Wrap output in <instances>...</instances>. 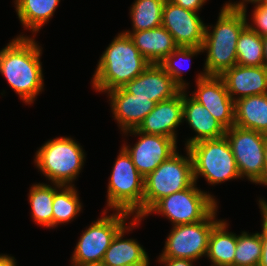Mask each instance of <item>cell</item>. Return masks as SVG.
Wrapping results in <instances>:
<instances>
[{
	"instance_id": "obj_1",
	"label": "cell",
	"mask_w": 267,
	"mask_h": 266,
	"mask_svg": "<svg viewBox=\"0 0 267 266\" xmlns=\"http://www.w3.org/2000/svg\"><path fill=\"white\" fill-rule=\"evenodd\" d=\"M41 49L34 38L18 35L0 50V73L26 104L33 103L44 87Z\"/></svg>"
},
{
	"instance_id": "obj_2",
	"label": "cell",
	"mask_w": 267,
	"mask_h": 266,
	"mask_svg": "<svg viewBox=\"0 0 267 266\" xmlns=\"http://www.w3.org/2000/svg\"><path fill=\"white\" fill-rule=\"evenodd\" d=\"M247 8L223 6L213 27H205L202 44L207 51L204 72L221 76L237 64L236 44L242 30L247 26ZM209 28H213L212 32Z\"/></svg>"
},
{
	"instance_id": "obj_3",
	"label": "cell",
	"mask_w": 267,
	"mask_h": 266,
	"mask_svg": "<svg viewBox=\"0 0 267 266\" xmlns=\"http://www.w3.org/2000/svg\"><path fill=\"white\" fill-rule=\"evenodd\" d=\"M150 64L140 54L131 38L121 32L102 53L91 81L92 87L105 93L123 87Z\"/></svg>"
},
{
	"instance_id": "obj_4",
	"label": "cell",
	"mask_w": 267,
	"mask_h": 266,
	"mask_svg": "<svg viewBox=\"0 0 267 266\" xmlns=\"http://www.w3.org/2000/svg\"><path fill=\"white\" fill-rule=\"evenodd\" d=\"M121 148L108 183L107 207L142 219L144 177L136 169L131 156Z\"/></svg>"
},
{
	"instance_id": "obj_5",
	"label": "cell",
	"mask_w": 267,
	"mask_h": 266,
	"mask_svg": "<svg viewBox=\"0 0 267 266\" xmlns=\"http://www.w3.org/2000/svg\"><path fill=\"white\" fill-rule=\"evenodd\" d=\"M34 163L53 184L71 186L84 165L85 152L69 137L47 141L35 154Z\"/></svg>"
},
{
	"instance_id": "obj_6",
	"label": "cell",
	"mask_w": 267,
	"mask_h": 266,
	"mask_svg": "<svg viewBox=\"0 0 267 266\" xmlns=\"http://www.w3.org/2000/svg\"><path fill=\"white\" fill-rule=\"evenodd\" d=\"M187 156L176 151L144 178L143 218L163 197L189 188L194 183L193 161L189 150Z\"/></svg>"
},
{
	"instance_id": "obj_7",
	"label": "cell",
	"mask_w": 267,
	"mask_h": 266,
	"mask_svg": "<svg viewBox=\"0 0 267 266\" xmlns=\"http://www.w3.org/2000/svg\"><path fill=\"white\" fill-rule=\"evenodd\" d=\"M193 161V177L199 175L209 184L241 178L227 138L202 140L187 148Z\"/></svg>"
},
{
	"instance_id": "obj_8",
	"label": "cell",
	"mask_w": 267,
	"mask_h": 266,
	"mask_svg": "<svg viewBox=\"0 0 267 266\" xmlns=\"http://www.w3.org/2000/svg\"><path fill=\"white\" fill-rule=\"evenodd\" d=\"M194 182L183 191L161 198L147 213L162 214L173 226L195 223L204 220L216 207L215 196L201 191Z\"/></svg>"
},
{
	"instance_id": "obj_9",
	"label": "cell",
	"mask_w": 267,
	"mask_h": 266,
	"mask_svg": "<svg viewBox=\"0 0 267 266\" xmlns=\"http://www.w3.org/2000/svg\"><path fill=\"white\" fill-rule=\"evenodd\" d=\"M106 210L103 211V217L87 228L75 246L72 254V264H91L101 263L104 254L110 246L116 234L126 226V219L130 218L131 214L116 211L111 215H105Z\"/></svg>"
},
{
	"instance_id": "obj_10",
	"label": "cell",
	"mask_w": 267,
	"mask_h": 266,
	"mask_svg": "<svg viewBox=\"0 0 267 266\" xmlns=\"http://www.w3.org/2000/svg\"><path fill=\"white\" fill-rule=\"evenodd\" d=\"M217 208L218 206L202 221L173 226L159 258L196 261L206 256L211 231L221 221L215 218Z\"/></svg>"
},
{
	"instance_id": "obj_11",
	"label": "cell",
	"mask_w": 267,
	"mask_h": 266,
	"mask_svg": "<svg viewBox=\"0 0 267 266\" xmlns=\"http://www.w3.org/2000/svg\"><path fill=\"white\" fill-rule=\"evenodd\" d=\"M225 137L231 147L241 178L264 185V148L267 135L232 126Z\"/></svg>"
},
{
	"instance_id": "obj_12",
	"label": "cell",
	"mask_w": 267,
	"mask_h": 266,
	"mask_svg": "<svg viewBox=\"0 0 267 266\" xmlns=\"http://www.w3.org/2000/svg\"><path fill=\"white\" fill-rule=\"evenodd\" d=\"M128 133L140 138L132 148L125 144L122 147L144 178L177 151V141L170 137L142 133L137 129L124 132L127 135Z\"/></svg>"
},
{
	"instance_id": "obj_13",
	"label": "cell",
	"mask_w": 267,
	"mask_h": 266,
	"mask_svg": "<svg viewBox=\"0 0 267 266\" xmlns=\"http://www.w3.org/2000/svg\"><path fill=\"white\" fill-rule=\"evenodd\" d=\"M197 76V90L191 97L207 108L213 118L218 120L225 129L234 126L235 102L227 92L222 77L206 75L205 72H202Z\"/></svg>"
},
{
	"instance_id": "obj_14",
	"label": "cell",
	"mask_w": 267,
	"mask_h": 266,
	"mask_svg": "<svg viewBox=\"0 0 267 266\" xmlns=\"http://www.w3.org/2000/svg\"><path fill=\"white\" fill-rule=\"evenodd\" d=\"M197 13L166 0L162 26L171 33L178 47H202L206 25Z\"/></svg>"
},
{
	"instance_id": "obj_15",
	"label": "cell",
	"mask_w": 267,
	"mask_h": 266,
	"mask_svg": "<svg viewBox=\"0 0 267 266\" xmlns=\"http://www.w3.org/2000/svg\"><path fill=\"white\" fill-rule=\"evenodd\" d=\"M122 88L136 97L149 98L155 103L169 100L182 91L159 64H150Z\"/></svg>"
},
{
	"instance_id": "obj_16",
	"label": "cell",
	"mask_w": 267,
	"mask_h": 266,
	"mask_svg": "<svg viewBox=\"0 0 267 266\" xmlns=\"http://www.w3.org/2000/svg\"><path fill=\"white\" fill-rule=\"evenodd\" d=\"M113 117L121 131L137 129L144 118L153 110L156 103L149 98L136 97L122 87L108 92Z\"/></svg>"
},
{
	"instance_id": "obj_17",
	"label": "cell",
	"mask_w": 267,
	"mask_h": 266,
	"mask_svg": "<svg viewBox=\"0 0 267 266\" xmlns=\"http://www.w3.org/2000/svg\"><path fill=\"white\" fill-rule=\"evenodd\" d=\"M183 121V90L175 97L156 103L137 128L147 134L162 135L177 140L176 128Z\"/></svg>"
},
{
	"instance_id": "obj_18",
	"label": "cell",
	"mask_w": 267,
	"mask_h": 266,
	"mask_svg": "<svg viewBox=\"0 0 267 266\" xmlns=\"http://www.w3.org/2000/svg\"><path fill=\"white\" fill-rule=\"evenodd\" d=\"M221 77L234 102L252 95L267 94V68L265 66L236 64L227 69Z\"/></svg>"
},
{
	"instance_id": "obj_19",
	"label": "cell",
	"mask_w": 267,
	"mask_h": 266,
	"mask_svg": "<svg viewBox=\"0 0 267 266\" xmlns=\"http://www.w3.org/2000/svg\"><path fill=\"white\" fill-rule=\"evenodd\" d=\"M141 220L134 217L129 226L126 225L116 234L104 254L102 263L105 266H149L145 249L134 239H123L124 233L131 231Z\"/></svg>"
},
{
	"instance_id": "obj_20",
	"label": "cell",
	"mask_w": 267,
	"mask_h": 266,
	"mask_svg": "<svg viewBox=\"0 0 267 266\" xmlns=\"http://www.w3.org/2000/svg\"><path fill=\"white\" fill-rule=\"evenodd\" d=\"M188 122L190 128L196 132V135L186 140L185 147L210 139H218L225 136L226 129L218 120L213 118L211 113L202 104L188 97L183 90V121Z\"/></svg>"
},
{
	"instance_id": "obj_21",
	"label": "cell",
	"mask_w": 267,
	"mask_h": 266,
	"mask_svg": "<svg viewBox=\"0 0 267 266\" xmlns=\"http://www.w3.org/2000/svg\"><path fill=\"white\" fill-rule=\"evenodd\" d=\"M123 33L131 38L140 54L151 64H159L178 47L171 33L162 25L150 30H127Z\"/></svg>"
},
{
	"instance_id": "obj_22",
	"label": "cell",
	"mask_w": 267,
	"mask_h": 266,
	"mask_svg": "<svg viewBox=\"0 0 267 266\" xmlns=\"http://www.w3.org/2000/svg\"><path fill=\"white\" fill-rule=\"evenodd\" d=\"M234 125L267 135V94H257L236 100Z\"/></svg>"
},
{
	"instance_id": "obj_23",
	"label": "cell",
	"mask_w": 267,
	"mask_h": 266,
	"mask_svg": "<svg viewBox=\"0 0 267 266\" xmlns=\"http://www.w3.org/2000/svg\"><path fill=\"white\" fill-rule=\"evenodd\" d=\"M228 224L221 220L211 231L207 256L211 266H233L237 235L227 231Z\"/></svg>"
},
{
	"instance_id": "obj_24",
	"label": "cell",
	"mask_w": 267,
	"mask_h": 266,
	"mask_svg": "<svg viewBox=\"0 0 267 266\" xmlns=\"http://www.w3.org/2000/svg\"><path fill=\"white\" fill-rule=\"evenodd\" d=\"M60 0H15L17 16L23 27L37 33L54 15Z\"/></svg>"
},
{
	"instance_id": "obj_25",
	"label": "cell",
	"mask_w": 267,
	"mask_h": 266,
	"mask_svg": "<svg viewBox=\"0 0 267 266\" xmlns=\"http://www.w3.org/2000/svg\"><path fill=\"white\" fill-rule=\"evenodd\" d=\"M54 186L44 183L32 185L29 191V203L31 205V217L34 222L46 228H53V200L54 193L62 186ZM55 187V188H54Z\"/></svg>"
},
{
	"instance_id": "obj_26",
	"label": "cell",
	"mask_w": 267,
	"mask_h": 266,
	"mask_svg": "<svg viewBox=\"0 0 267 266\" xmlns=\"http://www.w3.org/2000/svg\"><path fill=\"white\" fill-rule=\"evenodd\" d=\"M166 0H135L130 9L133 31L150 30L162 25Z\"/></svg>"
},
{
	"instance_id": "obj_27",
	"label": "cell",
	"mask_w": 267,
	"mask_h": 266,
	"mask_svg": "<svg viewBox=\"0 0 267 266\" xmlns=\"http://www.w3.org/2000/svg\"><path fill=\"white\" fill-rule=\"evenodd\" d=\"M74 185H62L55 193L53 200V228L73 220L82 210L78 190Z\"/></svg>"
},
{
	"instance_id": "obj_28",
	"label": "cell",
	"mask_w": 267,
	"mask_h": 266,
	"mask_svg": "<svg viewBox=\"0 0 267 266\" xmlns=\"http://www.w3.org/2000/svg\"><path fill=\"white\" fill-rule=\"evenodd\" d=\"M237 64L241 66H264L262 36L248 25L242 30L236 44Z\"/></svg>"
},
{
	"instance_id": "obj_29",
	"label": "cell",
	"mask_w": 267,
	"mask_h": 266,
	"mask_svg": "<svg viewBox=\"0 0 267 266\" xmlns=\"http://www.w3.org/2000/svg\"><path fill=\"white\" fill-rule=\"evenodd\" d=\"M262 243L260 233L237 235L233 266H258L261 259Z\"/></svg>"
},
{
	"instance_id": "obj_30",
	"label": "cell",
	"mask_w": 267,
	"mask_h": 266,
	"mask_svg": "<svg viewBox=\"0 0 267 266\" xmlns=\"http://www.w3.org/2000/svg\"><path fill=\"white\" fill-rule=\"evenodd\" d=\"M200 52H203L202 47H177L172 53L166 56L159 65L182 90H186L188 83L183 80V71L178 66L179 64H177V61H187ZM186 69L188 70V68Z\"/></svg>"
},
{
	"instance_id": "obj_31",
	"label": "cell",
	"mask_w": 267,
	"mask_h": 266,
	"mask_svg": "<svg viewBox=\"0 0 267 266\" xmlns=\"http://www.w3.org/2000/svg\"><path fill=\"white\" fill-rule=\"evenodd\" d=\"M251 3L256 4L252 13L254 25L249 23L247 25L260 36H267V4L256 0L251 1Z\"/></svg>"
},
{
	"instance_id": "obj_32",
	"label": "cell",
	"mask_w": 267,
	"mask_h": 266,
	"mask_svg": "<svg viewBox=\"0 0 267 266\" xmlns=\"http://www.w3.org/2000/svg\"><path fill=\"white\" fill-rule=\"evenodd\" d=\"M262 232L260 233L262 252L258 266H267V218L262 215Z\"/></svg>"
},
{
	"instance_id": "obj_33",
	"label": "cell",
	"mask_w": 267,
	"mask_h": 266,
	"mask_svg": "<svg viewBox=\"0 0 267 266\" xmlns=\"http://www.w3.org/2000/svg\"><path fill=\"white\" fill-rule=\"evenodd\" d=\"M174 4H177L184 9L198 12L200 8L207 2L206 0H168Z\"/></svg>"
},
{
	"instance_id": "obj_34",
	"label": "cell",
	"mask_w": 267,
	"mask_h": 266,
	"mask_svg": "<svg viewBox=\"0 0 267 266\" xmlns=\"http://www.w3.org/2000/svg\"><path fill=\"white\" fill-rule=\"evenodd\" d=\"M158 262L165 266H194L192 265L194 261L181 258H158Z\"/></svg>"
},
{
	"instance_id": "obj_35",
	"label": "cell",
	"mask_w": 267,
	"mask_h": 266,
	"mask_svg": "<svg viewBox=\"0 0 267 266\" xmlns=\"http://www.w3.org/2000/svg\"><path fill=\"white\" fill-rule=\"evenodd\" d=\"M0 266H16L15 257L0 254Z\"/></svg>"
},
{
	"instance_id": "obj_36",
	"label": "cell",
	"mask_w": 267,
	"mask_h": 266,
	"mask_svg": "<svg viewBox=\"0 0 267 266\" xmlns=\"http://www.w3.org/2000/svg\"><path fill=\"white\" fill-rule=\"evenodd\" d=\"M264 185H267V137L264 148Z\"/></svg>"
},
{
	"instance_id": "obj_37",
	"label": "cell",
	"mask_w": 267,
	"mask_h": 266,
	"mask_svg": "<svg viewBox=\"0 0 267 266\" xmlns=\"http://www.w3.org/2000/svg\"><path fill=\"white\" fill-rule=\"evenodd\" d=\"M253 0H240L238 3L234 2V3H226L224 4L225 6H228V7H241V8H246V2L249 3Z\"/></svg>"
},
{
	"instance_id": "obj_38",
	"label": "cell",
	"mask_w": 267,
	"mask_h": 266,
	"mask_svg": "<svg viewBox=\"0 0 267 266\" xmlns=\"http://www.w3.org/2000/svg\"><path fill=\"white\" fill-rule=\"evenodd\" d=\"M264 66L267 68V36H262Z\"/></svg>"
},
{
	"instance_id": "obj_39",
	"label": "cell",
	"mask_w": 267,
	"mask_h": 266,
	"mask_svg": "<svg viewBox=\"0 0 267 266\" xmlns=\"http://www.w3.org/2000/svg\"><path fill=\"white\" fill-rule=\"evenodd\" d=\"M258 202L261 214L267 218V202L264 199H259Z\"/></svg>"
},
{
	"instance_id": "obj_40",
	"label": "cell",
	"mask_w": 267,
	"mask_h": 266,
	"mask_svg": "<svg viewBox=\"0 0 267 266\" xmlns=\"http://www.w3.org/2000/svg\"><path fill=\"white\" fill-rule=\"evenodd\" d=\"M71 266H105V265L101 262V263H91V264H72Z\"/></svg>"
},
{
	"instance_id": "obj_41",
	"label": "cell",
	"mask_w": 267,
	"mask_h": 266,
	"mask_svg": "<svg viewBox=\"0 0 267 266\" xmlns=\"http://www.w3.org/2000/svg\"><path fill=\"white\" fill-rule=\"evenodd\" d=\"M257 2L263 3V4H267V0H256Z\"/></svg>"
}]
</instances>
